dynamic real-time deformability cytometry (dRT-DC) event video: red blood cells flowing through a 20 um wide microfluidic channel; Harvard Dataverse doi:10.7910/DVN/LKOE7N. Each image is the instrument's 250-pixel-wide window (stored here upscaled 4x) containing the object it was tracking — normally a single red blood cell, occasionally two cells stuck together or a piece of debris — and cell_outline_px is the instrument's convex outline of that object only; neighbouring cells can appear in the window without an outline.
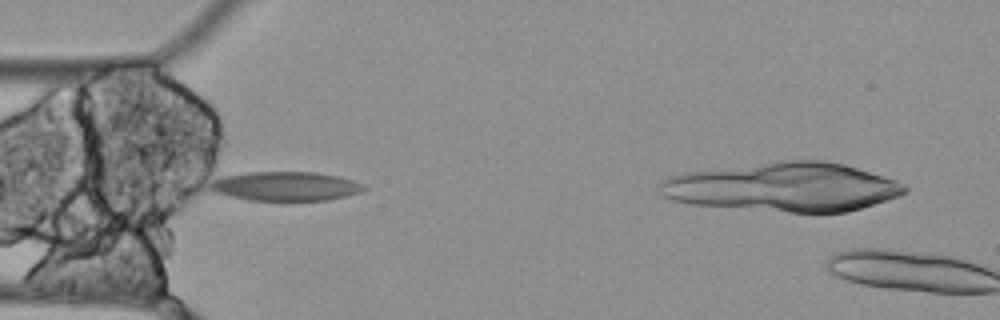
{"species": "Egyptian fruit bat (a non-hibernating species)", "species_latin": "Rousettus aegyptiacus", "temperature_condition": "cold", "stored_images_in_passage": 39, "camera_frame_rate_fps": 3000, "um_per_image_px": 0.085, "animal": {"sex": "female"}, "frame": {"image": 1, "passage_image": 13, "time_ms": 4.0, "image_size_px": [1000, 320], "cell_outline_px": [[368, 188], [360, 192], [328, 200], [248, 200], [216, 192], [208, 188], [208, 184], [212, 180], [220, 176], [248, 172], [316, 172], [336, 176], [352, 180], [364, 184]], "centroid_in_image_um": [24.24, 15.82], "position_along_channel_um": 60.8, "area_um2": 26.07}}
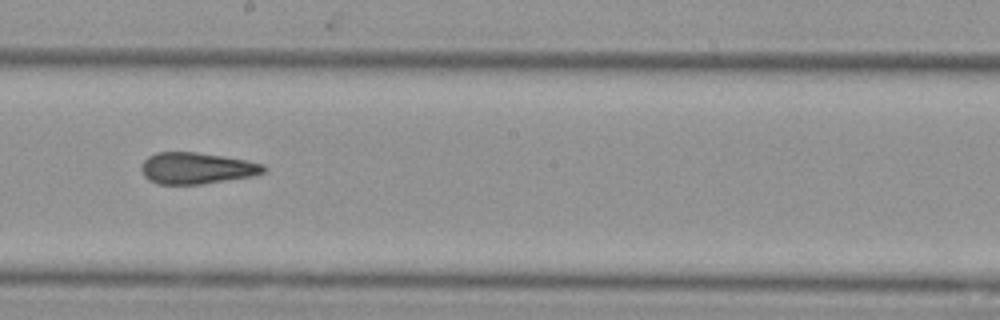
{"frame": {"image": 2, "passage_image": 27, "time_ms": 8.667, "image_size_px": [1000, 320], "cell_outline_px": [[268, 168], [264, 172], [252, 176], [200, 184], [156, 184], [148, 180], [144, 176], [140, 168], [144, 160], [148, 156], [156, 152], [196, 152], [224, 156], [264, 164]], "centroid_in_image_um": [16.69, 14.29], "position_along_channel_um": 231.5, "area_um2": 22.43}}
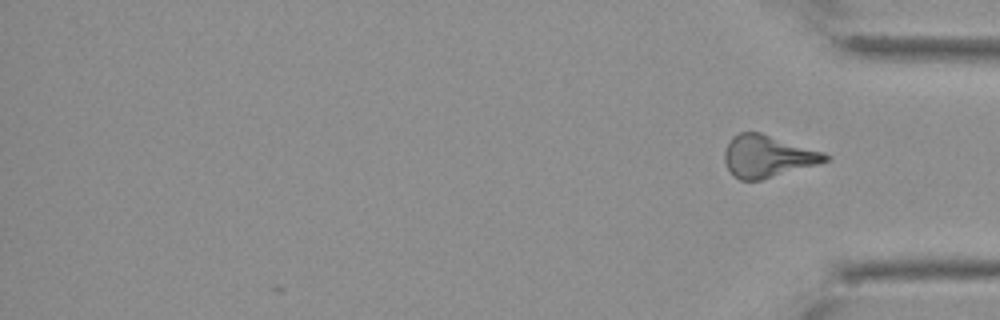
{"frame": {"image": 3, "passage_image": 39, "time_ms": 12.667, "image_size_px": [1000, 320], "cell_outline_px": [[832, 160], [820, 164], [760, 180], [740, 180], [732, 176], [724, 160], [724, 152], [732, 136], [740, 132], [760, 132], [824, 152], [832, 156]], "centroid_in_image_um": [65.28, 13.29], "position_along_channel_um": 369.9, "area_um2": 24.91}, "authors_computed_cell_mechanics": {"area_um2": 23.0044, "velocity_mm_per_s": 3.4878, "shape_relaxation_time_tau1_ms": null, "shape_relaxation_time_tau2_ms": 2.8793, "deformation_change_tau1": null, "deformation_change_tau2": 0.1033}}